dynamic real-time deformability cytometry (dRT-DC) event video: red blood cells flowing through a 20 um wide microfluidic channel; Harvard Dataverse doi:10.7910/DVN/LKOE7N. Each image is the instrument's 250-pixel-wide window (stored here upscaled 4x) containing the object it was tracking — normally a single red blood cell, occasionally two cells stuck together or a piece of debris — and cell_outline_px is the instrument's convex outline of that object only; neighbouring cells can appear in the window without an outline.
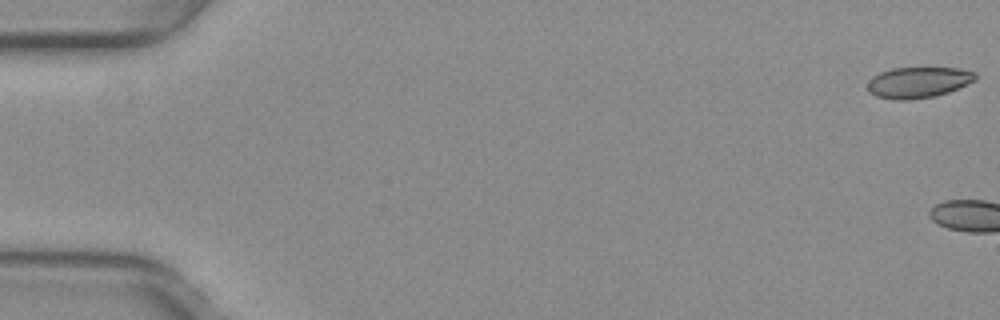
{"species": "common noctule bat (a hibernating species)", "species_latin": "Nyctalus noctula", "temperature_condition": "warm", "stored_images_in_passage": 4, "camera_frame_rate_fps": 3000, "um_per_image_px": 0.085, "animal": {"sex": "female", "body_mass_g": 29.2, "forearm_length_mm": 56.3}, "frame": {"image": 1, "passage_image": 1, "time_ms": 0.0, "image_size_px": [1000, 320], "cell_outline_px": [[976, 80], [948, 92], [932, 96], [908, 100], [892, 100], [876, 96], [868, 88], [868, 80], [872, 76], [880, 72], [892, 68], [960, 68], [976, 72]], "centroid_in_image_um": [78.05, 6.99], "position_along_channel_um": 7.0, "area_um2": 19.36}}